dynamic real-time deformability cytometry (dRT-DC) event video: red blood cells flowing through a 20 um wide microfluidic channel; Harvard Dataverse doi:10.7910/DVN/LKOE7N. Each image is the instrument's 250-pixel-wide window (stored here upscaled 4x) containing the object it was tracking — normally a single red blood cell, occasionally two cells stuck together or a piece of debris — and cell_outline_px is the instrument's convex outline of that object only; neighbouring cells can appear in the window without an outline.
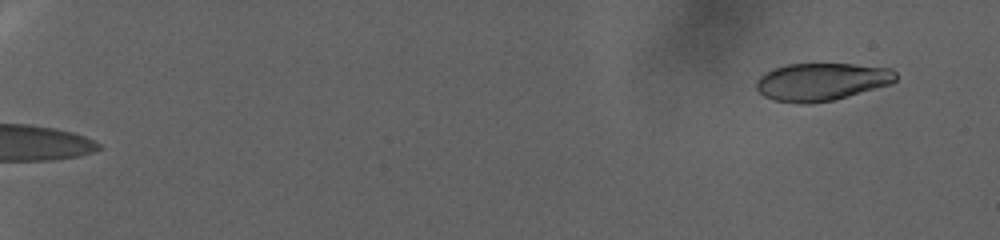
{"species": "human", "species_latin": "Homo sapiens", "temperature_condition": "warm", "stored_images_in_passage": 91, "camera_frame_rate_fps": 3000, "um_per_image_px": 0.085, "donor": {"sex": "female"}, "frame": {"image": 1, "passage_image": 1, "time_ms": 0.0, "image_size_px": [1000, 240], "cell_outline_px": [[896, 80], [892, 84], [848, 96], [832, 100], [808, 104], [800, 104], [776, 100], [764, 96], [756, 88], [756, 80], [764, 72], [772, 68], [788, 64], [852, 64], [892, 68], [896, 72]], "centroid_in_image_um": [69.83, 6.94], "position_along_channel_um": 15.2, "area_um2": 30.75}}
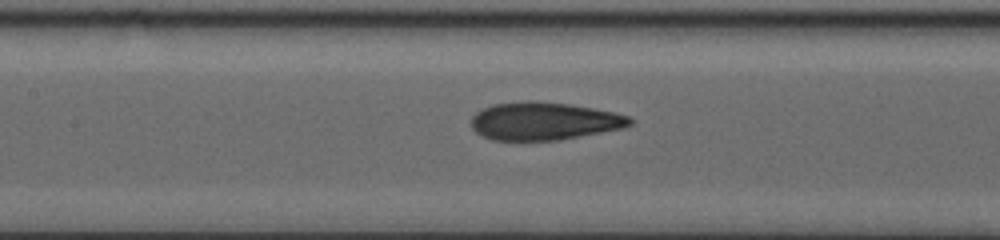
{"frame": {"image": 2, "passage_image": 48, "time_ms": 15.667, "image_size_px": [1000, 240], "cell_outline_px": [[632, 124], [620, 128], [600, 132], [556, 140], [492, 140], [476, 132], [472, 128], [472, 116], [476, 112], [492, 104], [528, 100], [536, 100], [568, 104], [616, 112], [628, 116], [632, 120]], "centroid_in_image_um": [46.21, 10.28], "position_along_channel_um": 161.2, "area_um2": 34.74}}
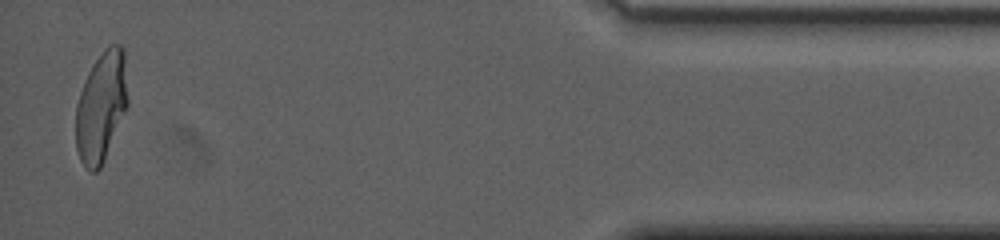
{"frame": {"image": 3, "passage_image": 89, "time_ms": 29.333, "image_size_px": [1000, 240], "cell_outline_px": [[128, 104], [104, 160], [100, 168], [96, 172], [92, 172], [80, 160], [76, 148], [76, 104], [84, 80], [92, 64], [104, 48], [108, 44], [120, 44], [124, 48], [128, 100]], "centroid_in_image_um": [8.6, 9.02], "position_along_channel_um": 426.6, "area_um2": 33.41}, "authors_computed_cell_mechanics": {"area_um2": 34.102, "velocity_mm_per_s": 2.3461, "shape_relaxation_time_tau1_ms": null, "shape_relaxation_time_tau2_ms": 1.4085, "deformation_change_tau1": null, "deformation_change_tau2": 0.0829}}